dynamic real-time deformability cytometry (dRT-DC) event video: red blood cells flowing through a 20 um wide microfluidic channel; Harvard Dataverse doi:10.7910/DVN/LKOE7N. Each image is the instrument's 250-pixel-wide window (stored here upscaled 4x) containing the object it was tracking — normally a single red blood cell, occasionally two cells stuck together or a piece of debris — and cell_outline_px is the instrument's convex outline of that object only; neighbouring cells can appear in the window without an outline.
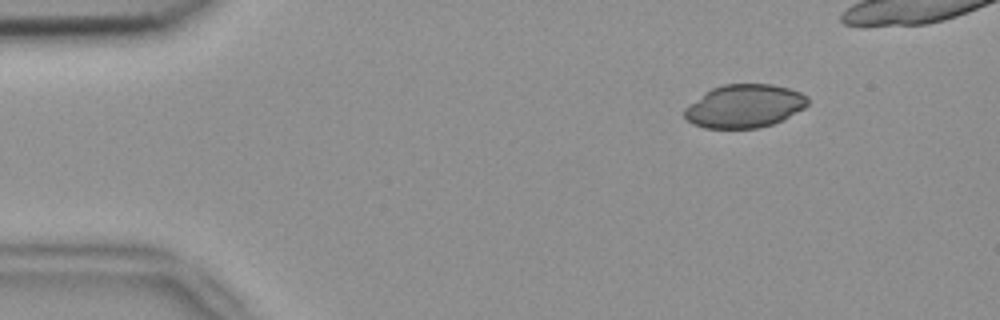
{"species": "common noctule bat (a hibernating species)", "species_latin": "Nyctalus noctula", "temperature_condition": "room temperature", "stored_images_in_passage": 54, "camera_frame_rate_fps": 3000, "um_per_image_px": 0.085, "animal": {"sex": "female", "body_mass_g": 18.4}, "frame": {"image": 1, "passage_image": 1, "time_ms": 0.0, "image_size_px": [1000, 320], "cell_outline_px": [[808, 104], [804, 108], [772, 124], [760, 128], [704, 128], [692, 124], [684, 116], [684, 108], [704, 92], [712, 88], [724, 84], [772, 84], [788, 88], [800, 92], [808, 96]], "centroid_in_image_um": [63.25, 9.01], "position_along_channel_um": 21.7, "area_um2": 31.04}}